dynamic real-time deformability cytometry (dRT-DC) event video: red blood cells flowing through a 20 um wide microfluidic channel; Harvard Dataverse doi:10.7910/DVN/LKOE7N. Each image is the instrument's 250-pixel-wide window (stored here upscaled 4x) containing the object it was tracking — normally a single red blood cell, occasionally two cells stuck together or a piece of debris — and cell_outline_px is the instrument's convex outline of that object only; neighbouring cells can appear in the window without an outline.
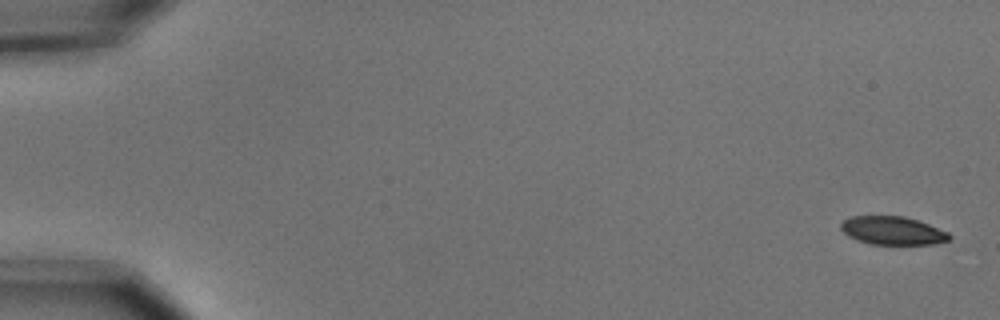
{"species": "common noctule bat (a hibernating species)", "species_latin": "Nyctalus noctula", "temperature_condition": "cold", "stored_images_in_passage": 7, "camera_frame_rate_fps": 3000, "um_per_image_px": 0.085, "animal": {"sex": "male", "body_mass_g": 15.6}, "frame": {"image": 1, "passage_image": 1, "time_ms": 0.0, "image_size_px": [1000, 320], "cell_outline_px": [[952, 236], [948, 240], [936, 244], [872, 244], [856, 240], [848, 236], [840, 228], [840, 224], [844, 220], [852, 216], [904, 216], [928, 224], [948, 232]], "centroid_in_image_um": [75.86, 19.6], "position_along_channel_um": 9.1, "area_um2": 17.8}}
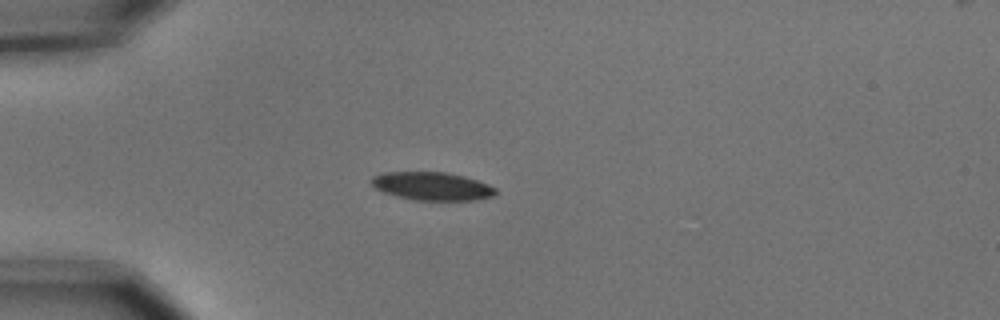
{"frame": {"image": 2, "passage_image": 5, "time_ms": 1.333, "image_size_px": [1000, 320], "cell_outline_px": [[496, 192], [492, 196], [476, 200], [416, 200], [384, 192], [376, 188], [372, 184], [372, 176], [380, 172], [448, 172], [464, 176], [488, 184], [496, 188]], "centroid_in_image_um": [36.73, 15.81], "position_along_channel_um": 48.3, "area_um2": 20.23}}
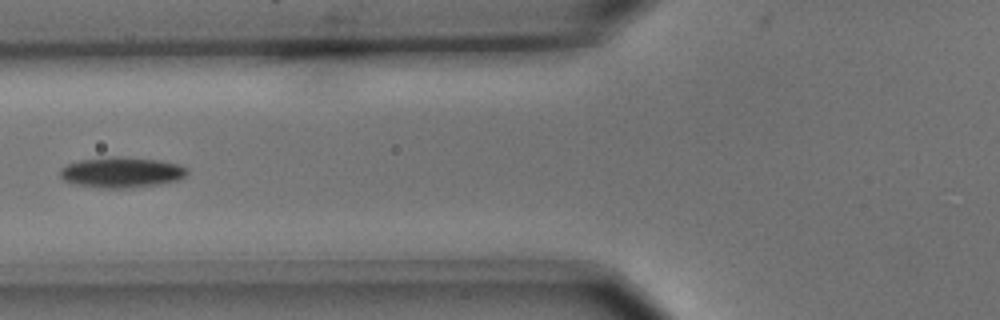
{"frame": {"image": 3, "passage_image": 7, "time_ms": 2.0, "image_size_px": [1000, 320], "cell_outline_px": [[188, 172], [180, 180], [160, 184], [132, 188], [100, 188], [76, 184], [64, 180], [60, 176], [60, 168], [68, 164], [80, 160], [112, 156], [124, 156], [160, 160], [180, 164], [188, 168]], "centroid_in_image_um": [10.37, 14.64], "position_along_channel_um": 115.4, "area_um2": 22.95}}